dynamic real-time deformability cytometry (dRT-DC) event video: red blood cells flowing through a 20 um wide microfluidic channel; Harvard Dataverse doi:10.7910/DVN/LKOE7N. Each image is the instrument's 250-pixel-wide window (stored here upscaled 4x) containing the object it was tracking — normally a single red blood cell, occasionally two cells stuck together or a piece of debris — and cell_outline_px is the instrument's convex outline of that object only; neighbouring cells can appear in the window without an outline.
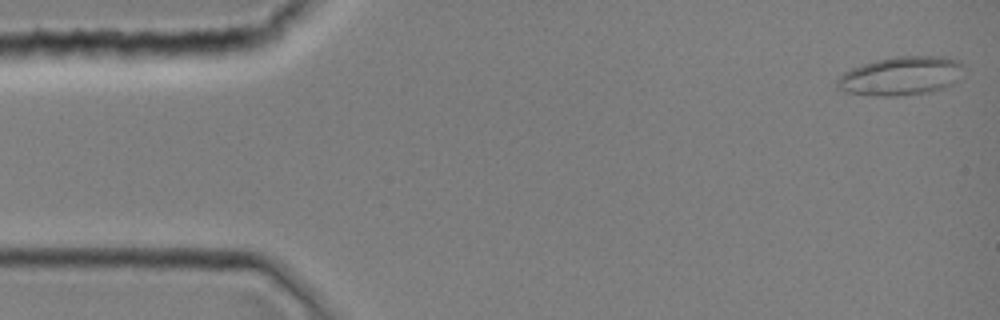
{"species": "common noctule bat (a hibernating species)", "species_latin": "Nyctalus noctula", "temperature_condition": "room temperature", "stored_images_in_passage": 9, "camera_frame_rate_fps": 3000, "um_per_image_px": 0.085, "animal": {"sex": "female", "body_mass_g": 19.0, "forearm_length_mm": 51.5}, "frame": {"image": 1, "passage_image": 1, "time_ms": 0.0, "image_size_px": [1000, 320], "cell_outline_px": [[964, 64], [956, 80], [952, 84], [944, 88], [928, 92], [896, 96], [872, 96], [844, 92], [836, 88], [836, 80], [844, 72], [852, 68], [876, 60], [900, 56], [944, 56], [960, 60]], "centroid_in_image_um": [76.56, 6.46], "position_along_channel_um": 8.4, "area_um2": 28.61}}
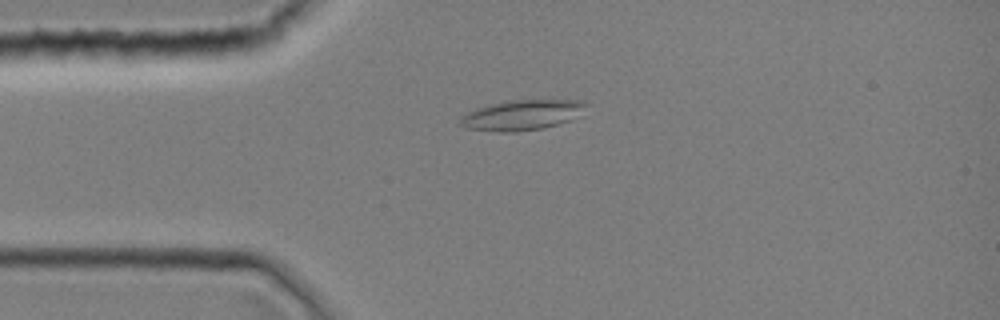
{"frame": {"image": 2, "passage_image": 9, "time_ms": 2.667, "image_size_px": [1000, 320], "cell_outline_px": [[588, 104], [580, 116], [572, 120], [540, 128], [516, 132], [500, 132], [464, 128], [460, 124], [460, 116], [476, 108], [488, 104], [508, 100], [580, 100]], "centroid_in_image_um": [44.36, 9.77], "position_along_channel_um": 40.6, "area_um2": 22.31}}